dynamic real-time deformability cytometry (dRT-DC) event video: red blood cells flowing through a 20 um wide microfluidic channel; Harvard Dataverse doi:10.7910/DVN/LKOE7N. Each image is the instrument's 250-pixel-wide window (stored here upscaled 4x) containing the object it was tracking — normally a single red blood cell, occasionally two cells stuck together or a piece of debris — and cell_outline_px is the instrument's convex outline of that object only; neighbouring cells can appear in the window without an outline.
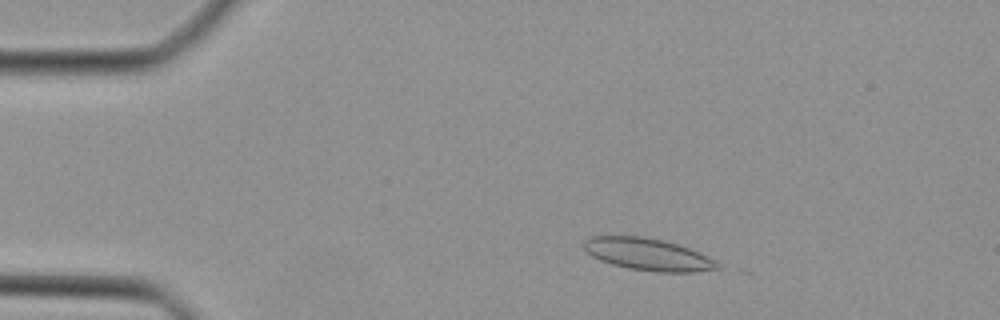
{"species": "Egyptian fruit bat (a non-hibernating species)", "species_latin": "Rousettus aegyptiacus", "temperature_condition": "cold", "stored_images_in_passage": 23, "camera_frame_rate_fps": 3000, "um_per_image_px": 0.085, "animal": {"sex": "female"}, "frame": {"image": 1, "passage_image": 7, "time_ms": 2.0, "image_size_px": [1000, 320], "cell_outline_px": [[720, 268], [692, 272], [656, 272], [628, 268], [612, 264], [600, 260], [592, 256], [584, 248], [584, 240], [592, 236], [640, 236], [660, 240], [676, 244], [688, 248], [716, 260], [720, 264]], "centroid_in_image_um": [55.06, 21.63], "position_along_channel_um": 29.9, "area_um2": 24.68}}
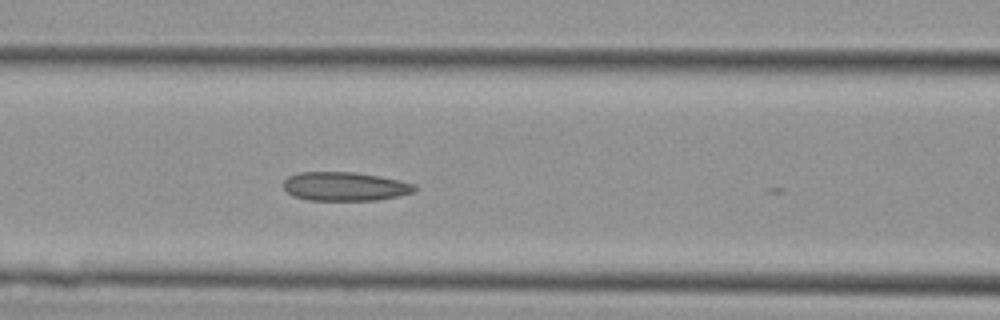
{"frame": {"image": 2, "passage_image": 18, "time_ms": 5.667, "image_size_px": [1000, 320], "cell_outline_px": [[416, 188], [412, 192], [400, 196], [376, 200], [308, 200], [292, 196], [284, 188], [284, 180], [288, 176], [296, 172], [356, 172], [380, 176], [400, 180], [416, 184]], "centroid_in_image_um": [29.31, 15.84], "position_along_channel_um": 137.3, "area_um2": 22.2}}
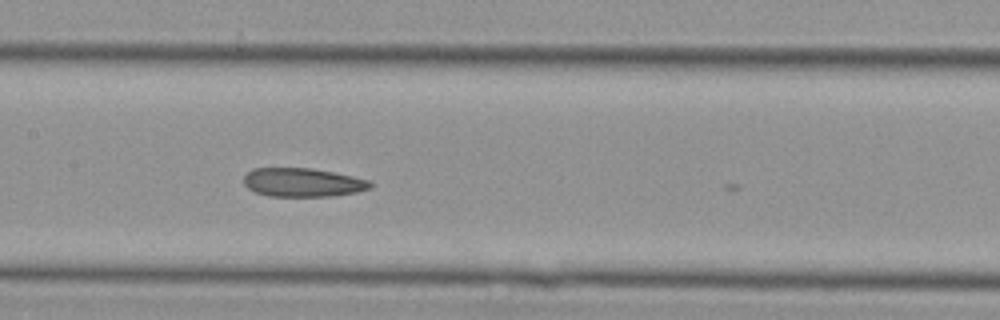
{"frame": {"image": 3, "passage_image": 21, "time_ms": 6.667, "image_size_px": [1000, 320], "cell_outline_px": [[372, 188], [356, 192], [336, 196], [268, 196], [256, 192], [248, 188], [244, 184], [244, 176], [252, 168], [312, 168], [352, 176], [368, 180], [372, 184]], "centroid_in_image_um": [25.73, 15.51], "position_along_channel_um": 181.7, "area_um2": 21.15}}